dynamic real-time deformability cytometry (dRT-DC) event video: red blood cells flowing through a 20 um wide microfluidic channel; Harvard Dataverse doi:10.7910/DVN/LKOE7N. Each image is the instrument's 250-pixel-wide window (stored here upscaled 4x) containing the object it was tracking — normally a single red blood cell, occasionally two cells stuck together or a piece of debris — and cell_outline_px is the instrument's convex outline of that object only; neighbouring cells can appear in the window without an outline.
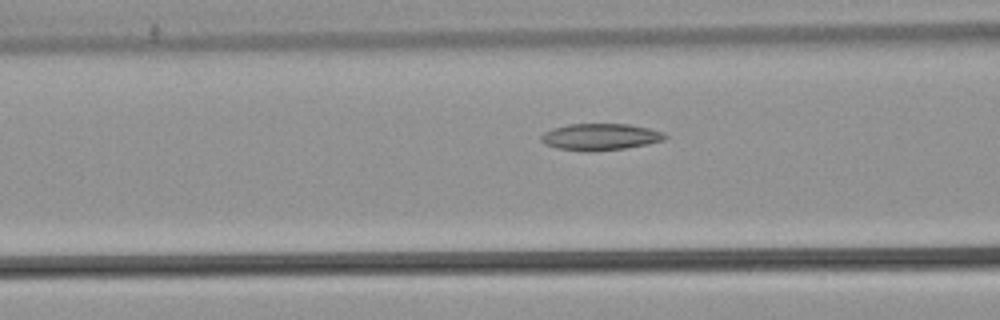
{"species": "common noctule bat (a hibernating species)", "species_latin": "Nyctalus noctula", "temperature_condition": "warm", "stored_images_in_passage": 36, "camera_frame_rate_fps": 3000, "um_per_image_px": 0.085, "animal": {"sex": "male", "body_mass_g": 21.5, "forearm_length_mm": 52.0}, "frame": {"image": 1, "passage_image": 15, "time_ms": 4.667, "image_size_px": [1000, 320], "cell_outline_px": [[668, 136], [664, 140], [648, 144], [624, 148], [588, 152], [584, 152], [556, 148], [544, 144], [540, 140], [540, 136], [544, 132], [552, 128], [568, 124], [628, 124], [648, 128], [664, 132]], "centroid_in_image_um": [50.99, 11.64], "position_along_channel_um": 115.6, "area_um2": 19.42}}
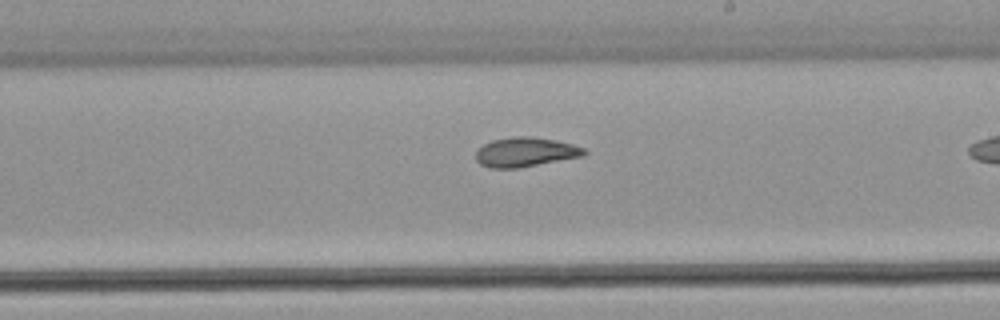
{"frame": {"image": 2, "passage_image": 25, "time_ms": 8.0, "image_size_px": [1000, 320], "cell_outline_px": [[588, 152], [584, 156], [516, 168], [488, 168], [480, 164], [476, 160], [476, 152], [484, 144], [492, 140], [512, 136], [532, 136], [556, 140], [572, 144], [584, 148]], "centroid_in_image_um": [44.66, 12.92], "position_along_channel_um": 244.3, "area_um2": 18.61}}
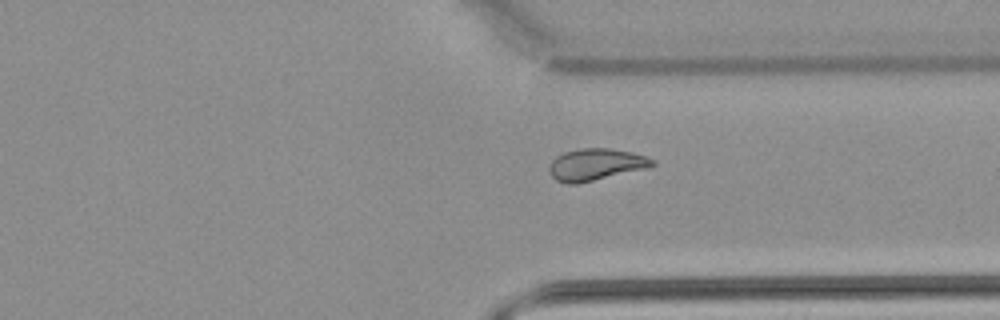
{"frame": {"image": 3, "passage_image": 34, "time_ms": 11.0, "image_size_px": [1000, 320], "cell_outline_px": [[656, 164], [648, 168], [576, 184], [568, 184], [556, 180], [552, 176], [548, 168], [552, 160], [556, 156], [564, 152], [580, 148], [608, 148], [632, 152], [656, 160]], "centroid_in_image_um": [50.64, 13.98], "position_along_channel_um": 360.8, "area_um2": 19.13}}